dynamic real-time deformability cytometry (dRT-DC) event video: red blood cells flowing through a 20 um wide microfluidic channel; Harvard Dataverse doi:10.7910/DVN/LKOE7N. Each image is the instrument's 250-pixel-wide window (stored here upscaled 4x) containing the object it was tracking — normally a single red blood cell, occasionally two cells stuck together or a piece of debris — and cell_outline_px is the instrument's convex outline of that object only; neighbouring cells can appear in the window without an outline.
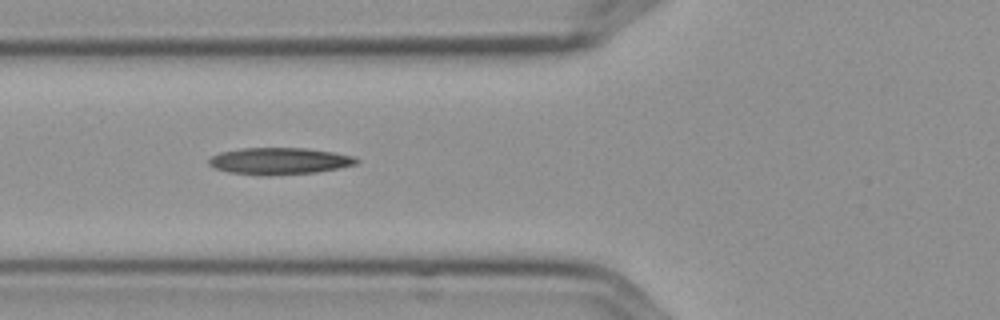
{"species": "Egyptian fruit bat (a non-hibernating species)", "species_latin": "Rousettus aegyptiacus", "temperature_condition": "cold", "stored_images_in_passage": 11, "camera_frame_rate_fps": 3000, "um_per_image_px": 0.085, "frame": {"image": 1, "passage_image": 7, "time_ms": 2.0, "image_size_px": [1000, 320], "cell_outline_px": [[360, 160], [356, 164], [340, 168], [316, 172], [272, 176], [260, 176], [228, 172], [216, 168], [208, 164], [208, 160], [212, 156], [220, 152], [240, 148], [308, 148], [332, 152], [352, 156]], "centroid_in_image_um": [23.73, 13.7], "position_along_channel_um": 102.1, "area_um2": 23.24}}
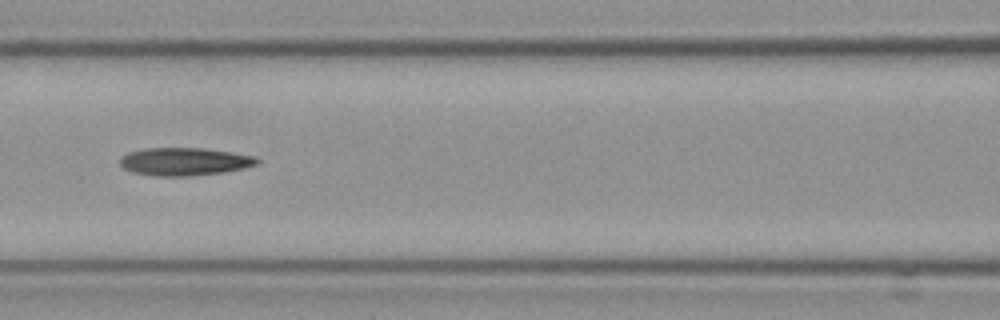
{"frame": {"image": 2, "passage_image": 8, "time_ms": 2.333, "image_size_px": [1000, 320], "cell_outline_px": [[260, 160], [256, 164], [244, 168], [224, 172], [188, 176], [156, 176], [132, 172], [124, 168], [120, 164], [120, 156], [128, 152], [144, 148], [204, 148], [256, 156]], "centroid_in_image_um": [15.66, 13.73], "position_along_channel_um": 150.9, "area_um2": 22.31}}